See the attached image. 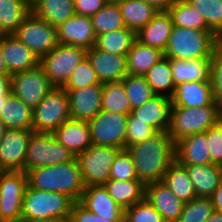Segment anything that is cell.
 <instances>
[{
  "label": "cell",
  "mask_w": 222,
  "mask_h": 222,
  "mask_svg": "<svg viewBox=\"0 0 222 222\" xmlns=\"http://www.w3.org/2000/svg\"><path fill=\"white\" fill-rule=\"evenodd\" d=\"M126 149L131 154L138 180L144 184L162 181L175 162V143L167 131H159Z\"/></svg>",
  "instance_id": "1"
},
{
  "label": "cell",
  "mask_w": 222,
  "mask_h": 222,
  "mask_svg": "<svg viewBox=\"0 0 222 222\" xmlns=\"http://www.w3.org/2000/svg\"><path fill=\"white\" fill-rule=\"evenodd\" d=\"M26 174L30 187L65 194L74 202L79 201L85 189L76 157L67 163L37 167Z\"/></svg>",
  "instance_id": "2"
},
{
  "label": "cell",
  "mask_w": 222,
  "mask_h": 222,
  "mask_svg": "<svg viewBox=\"0 0 222 222\" xmlns=\"http://www.w3.org/2000/svg\"><path fill=\"white\" fill-rule=\"evenodd\" d=\"M74 201L67 195L27 186L22 219L28 222H68Z\"/></svg>",
  "instance_id": "3"
},
{
  "label": "cell",
  "mask_w": 222,
  "mask_h": 222,
  "mask_svg": "<svg viewBox=\"0 0 222 222\" xmlns=\"http://www.w3.org/2000/svg\"><path fill=\"white\" fill-rule=\"evenodd\" d=\"M221 39L213 31H200L173 26L164 56L170 59L190 61L211 59Z\"/></svg>",
  "instance_id": "4"
},
{
  "label": "cell",
  "mask_w": 222,
  "mask_h": 222,
  "mask_svg": "<svg viewBox=\"0 0 222 222\" xmlns=\"http://www.w3.org/2000/svg\"><path fill=\"white\" fill-rule=\"evenodd\" d=\"M222 120V110L218 105L199 107L171 106L168 134L172 141L189 135L206 132Z\"/></svg>",
  "instance_id": "5"
},
{
  "label": "cell",
  "mask_w": 222,
  "mask_h": 222,
  "mask_svg": "<svg viewBox=\"0 0 222 222\" xmlns=\"http://www.w3.org/2000/svg\"><path fill=\"white\" fill-rule=\"evenodd\" d=\"M76 156L60 144L52 133L32 132L24 162V172L37 167L59 165Z\"/></svg>",
  "instance_id": "6"
},
{
  "label": "cell",
  "mask_w": 222,
  "mask_h": 222,
  "mask_svg": "<svg viewBox=\"0 0 222 222\" xmlns=\"http://www.w3.org/2000/svg\"><path fill=\"white\" fill-rule=\"evenodd\" d=\"M85 57L86 49L58 43L53 50L40 58L39 65L53 87L62 88L69 80L76 66Z\"/></svg>",
  "instance_id": "7"
},
{
  "label": "cell",
  "mask_w": 222,
  "mask_h": 222,
  "mask_svg": "<svg viewBox=\"0 0 222 222\" xmlns=\"http://www.w3.org/2000/svg\"><path fill=\"white\" fill-rule=\"evenodd\" d=\"M70 118L67 91L54 87L33 110L32 129L34 132L53 133Z\"/></svg>",
  "instance_id": "8"
},
{
  "label": "cell",
  "mask_w": 222,
  "mask_h": 222,
  "mask_svg": "<svg viewBox=\"0 0 222 222\" xmlns=\"http://www.w3.org/2000/svg\"><path fill=\"white\" fill-rule=\"evenodd\" d=\"M121 150L114 146L92 144L76 156L85 187L104 185L109 180L111 165Z\"/></svg>",
  "instance_id": "9"
},
{
  "label": "cell",
  "mask_w": 222,
  "mask_h": 222,
  "mask_svg": "<svg viewBox=\"0 0 222 222\" xmlns=\"http://www.w3.org/2000/svg\"><path fill=\"white\" fill-rule=\"evenodd\" d=\"M13 35L39 59L58 45L56 27L37 17L32 11Z\"/></svg>",
  "instance_id": "10"
},
{
  "label": "cell",
  "mask_w": 222,
  "mask_h": 222,
  "mask_svg": "<svg viewBox=\"0 0 222 222\" xmlns=\"http://www.w3.org/2000/svg\"><path fill=\"white\" fill-rule=\"evenodd\" d=\"M28 186L24 171H0V219L2 221L22 218L25 190Z\"/></svg>",
  "instance_id": "11"
},
{
  "label": "cell",
  "mask_w": 222,
  "mask_h": 222,
  "mask_svg": "<svg viewBox=\"0 0 222 222\" xmlns=\"http://www.w3.org/2000/svg\"><path fill=\"white\" fill-rule=\"evenodd\" d=\"M128 115L101 110L88 123L91 143L125 149Z\"/></svg>",
  "instance_id": "12"
},
{
  "label": "cell",
  "mask_w": 222,
  "mask_h": 222,
  "mask_svg": "<svg viewBox=\"0 0 222 222\" xmlns=\"http://www.w3.org/2000/svg\"><path fill=\"white\" fill-rule=\"evenodd\" d=\"M12 94L34 110L53 85L40 65L11 75Z\"/></svg>",
  "instance_id": "13"
},
{
  "label": "cell",
  "mask_w": 222,
  "mask_h": 222,
  "mask_svg": "<svg viewBox=\"0 0 222 222\" xmlns=\"http://www.w3.org/2000/svg\"><path fill=\"white\" fill-rule=\"evenodd\" d=\"M33 129H7L0 140V171H24Z\"/></svg>",
  "instance_id": "14"
},
{
  "label": "cell",
  "mask_w": 222,
  "mask_h": 222,
  "mask_svg": "<svg viewBox=\"0 0 222 222\" xmlns=\"http://www.w3.org/2000/svg\"><path fill=\"white\" fill-rule=\"evenodd\" d=\"M64 90L69 96L71 119L89 122L102 110V85Z\"/></svg>",
  "instance_id": "15"
},
{
  "label": "cell",
  "mask_w": 222,
  "mask_h": 222,
  "mask_svg": "<svg viewBox=\"0 0 222 222\" xmlns=\"http://www.w3.org/2000/svg\"><path fill=\"white\" fill-rule=\"evenodd\" d=\"M57 40L61 44L90 49L95 46L96 34L91 17L75 14L56 27Z\"/></svg>",
  "instance_id": "16"
},
{
  "label": "cell",
  "mask_w": 222,
  "mask_h": 222,
  "mask_svg": "<svg viewBox=\"0 0 222 222\" xmlns=\"http://www.w3.org/2000/svg\"><path fill=\"white\" fill-rule=\"evenodd\" d=\"M86 57L97 74L100 84L122 81L128 74L124 55L106 53L93 46L86 50Z\"/></svg>",
  "instance_id": "17"
},
{
  "label": "cell",
  "mask_w": 222,
  "mask_h": 222,
  "mask_svg": "<svg viewBox=\"0 0 222 222\" xmlns=\"http://www.w3.org/2000/svg\"><path fill=\"white\" fill-rule=\"evenodd\" d=\"M0 48L10 75L39 65L40 59L13 34L0 35Z\"/></svg>",
  "instance_id": "18"
},
{
  "label": "cell",
  "mask_w": 222,
  "mask_h": 222,
  "mask_svg": "<svg viewBox=\"0 0 222 222\" xmlns=\"http://www.w3.org/2000/svg\"><path fill=\"white\" fill-rule=\"evenodd\" d=\"M144 198L162 215L165 222H176L182 213L184 203L163 181L145 184Z\"/></svg>",
  "instance_id": "19"
},
{
  "label": "cell",
  "mask_w": 222,
  "mask_h": 222,
  "mask_svg": "<svg viewBox=\"0 0 222 222\" xmlns=\"http://www.w3.org/2000/svg\"><path fill=\"white\" fill-rule=\"evenodd\" d=\"M55 139L75 156L88 150L91 143V130L87 121L66 120L53 133Z\"/></svg>",
  "instance_id": "20"
},
{
  "label": "cell",
  "mask_w": 222,
  "mask_h": 222,
  "mask_svg": "<svg viewBox=\"0 0 222 222\" xmlns=\"http://www.w3.org/2000/svg\"><path fill=\"white\" fill-rule=\"evenodd\" d=\"M78 202L100 217L124 218V209L113 200L104 185L85 187Z\"/></svg>",
  "instance_id": "21"
},
{
  "label": "cell",
  "mask_w": 222,
  "mask_h": 222,
  "mask_svg": "<svg viewBox=\"0 0 222 222\" xmlns=\"http://www.w3.org/2000/svg\"><path fill=\"white\" fill-rule=\"evenodd\" d=\"M171 98L154 95L143 105L132 109V114L157 132L167 131L170 123Z\"/></svg>",
  "instance_id": "22"
},
{
  "label": "cell",
  "mask_w": 222,
  "mask_h": 222,
  "mask_svg": "<svg viewBox=\"0 0 222 222\" xmlns=\"http://www.w3.org/2000/svg\"><path fill=\"white\" fill-rule=\"evenodd\" d=\"M175 161L180 165L211 164L206 132L189 135L177 141Z\"/></svg>",
  "instance_id": "23"
},
{
  "label": "cell",
  "mask_w": 222,
  "mask_h": 222,
  "mask_svg": "<svg viewBox=\"0 0 222 222\" xmlns=\"http://www.w3.org/2000/svg\"><path fill=\"white\" fill-rule=\"evenodd\" d=\"M172 106L199 107L218 105L212 96L210 82H184L176 85L171 97Z\"/></svg>",
  "instance_id": "24"
},
{
  "label": "cell",
  "mask_w": 222,
  "mask_h": 222,
  "mask_svg": "<svg viewBox=\"0 0 222 222\" xmlns=\"http://www.w3.org/2000/svg\"><path fill=\"white\" fill-rule=\"evenodd\" d=\"M173 26L168 12H158L145 27L136 33V39L164 52Z\"/></svg>",
  "instance_id": "25"
},
{
  "label": "cell",
  "mask_w": 222,
  "mask_h": 222,
  "mask_svg": "<svg viewBox=\"0 0 222 222\" xmlns=\"http://www.w3.org/2000/svg\"><path fill=\"white\" fill-rule=\"evenodd\" d=\"M193 184L197 197H211L222 181V167L214 164L182 165Z\"/></svg>",
  "instance_id": "26"
},
{
  "label": "cell",
  "mask_w": 222,
  "mask_h": 222,
  "mask_svg": "<svg viewBox=\"0 0 222 222\" xmlns=\"http://www.w3.org/2000/svg\"><path fill=\"white\" fill-rule=\"evenodd\" d=\"M163 57L161 50L135 39L126 55L127 72L130 75L144 76Z\"/></svg>",
  "instance_id": "27"
},
{
  "label": "cell",
  "mask_w": 222,
  "mask_h": 222,
  "mask_svg": "<svg viewBox=\"0 0 222 222\" xmlns=\"http://www.w3.org/2000/svg\"><path fill=\"white\" fill-rule=\"evenodd\" d=\"M211 59H193L190 61L170 59L175 86L184 82H210Z\"/></svg>",
  "instance_id": "28"
},
{
  "label": "cell",
  "mask_w": 222,
  "mask_h": 222,
  "mask_svg": "<svg viewBox=\"0 0 222 222\" xmlns=\"http://www.w3.org/2000/svg\"><path fill=\"white\" fill-rule=\"evenodd\" d=\"M104 187L113 200L123 209L131 207L144 199L145 184L141 180L109 179Z\"/></svg>",
  "instance_id": "29"
},
{
  "label": "cell",
  "mask_w": 222,
  "mask_h": 222,
  "mask_svg": "<svg viewBox=\"0 0 222 222\" xmlns=\"http://www.w3.org/2000/svg\"><path fill=\"white\" fill-rule=\"evenodd\" d=\"M118 6L122 14L125 27L137 33L145 27L158 11L142 0H120Z\"/></svg>",
  "instance_id": "30"
},
{
  "label": "cell",
  "mask_w": 222,
  "mask_h": 222,
  "mask_svg": "<svg viewBox=\"0 0 222 222\" xmlns=\"http://www.w3.org/2000/svg\"><path fill=\"white\" fill-rule=\"evenodd\" d=\"M0 119L7 129H32L33 110L11 94L0 111Z\"/></svg>",
  "instance_id": "31"
},
{
  "label": "cell",
  "mask_w": 222,
  "mask_h": 222,
  "mask_svg": "<svg viewBox=\"0 0 222 222\" xmlns=\"http://www.w3.org/2000/svg\"><path fill=\"white\" fill-rule=\"evenodd\" d=\"M31 11L50 25L58 27L75 15L74 0H41Z\"/></svg>",
  "instance_id": "32"
},
{
  "label": "cell",
  "mask_w": 222,
  "mask_h": 222,
  "mask_svg": "<svg viewBox=\"0 0 222 222\" xmlns=\"http://www.w3.org/2000/svg\"><path fill=\"white\" fill-rule=\"evenodd\" d=\"M162 181L183 203L197 197L186 169L176 161L168 168Z\"/></svg>",
  "instance_id": "33"
},
{
  "label": "cell",
  "mask_w": 222,
  "mask_h": 222,
  "mask_svg": "<svg viewBox=\"0 0 222 222\" xmlns=\"http://www.w3.org/2000/svg\"><path fill=\"white\" fill-rule=\"evenodd\" d=\"M30 12L25 0H0V35L14 34Z\"/></svg>",
  "instance_id": "34"
},
{
  "label": "cell",
  "mask_w": 222,
  "mask_h": 222,
  "mask_svg": "<svg viewBox=\"0 0 222 222\" xmlns=\"http://www.w3.org/2000/svg\"><path fill=\"white\" fill-rule=\"evenodd\" d=\"M144 78L154 94L172 97L176 86L171 71L170 58L164 56L144 75Z\"/></svg>",
  "instance_id": "35"
},
{
  "label": "cell",
  "mask_w": 222,
  "mask_h": 222,
  "mask_svg": "<svg viewBox=\"0 0 222 222\" xmlns=\"http://www.w3.org/2000/svg\"><path fill=\"white\" fill-rule=\"evenodd\" d=\"M135 39L133 30L122 28L97 36L95 47L106 53L126 56Z\"/></svg>",
  "instance_id": "36"
},
{
  "label": "cell",
  "mask_w": 222,
  "mask_h": 222,
  "mask_svg": "<svg viewBox=\"0 0 222 222\" xmlns=\"http://www.w3.org/2000/svg\"><path fill=\"white\" fill-rule=\"evenodd\" d=\"M172 23L176 27L196 29L200 31H212L206 24L202 15L186 0H176L169 8Z\"/></svg>",
  "instance_id": "37"
},
{
  "label": "cell",
  "mask_w": 222,
  "mask_h": 222,
  "mask_svg": "<svg viewBox=\"0 0 222 222\" xmlns=\"http://www.w3.org/2000/svg\"><path fill=\"white\" fill-rule=\"evenodd\" d=\"M102 110L129 115L132 113L122 81L102 84Z\"/></svg>",
  "instance_id": "38"
},
{
  "label": "cell",
  "mask_w": 222,
  "mask_h": 222,
  "mask_svg": "<svg viewBox=\"0 0 222 222\" xmlns=\"http://www.w3.org/2000/svg\"><path fill=\"white\" fill-rule=\"evenodd\" d=\"M91 21L96 37L107 32L126 28L118 2L108 1L96 14L91 16Z\"/></svg>",
  "instance_id": "39"
},
{
  "label": "cell",
  "mask_w": 222,
  "mask_h": 222,
  "mask_svg": "<svg viewBox=\"0 0 222 222\" xmlns=\"http://www.w3.org/2000/svg\"><path fill=\"white\" fill-rule=\"evenodd\" d=\"M203 17L207 26L222 37V0H186Z\"/></svg>",
  "instance_id": "40"
},
{
  "label": "cell",
  "mask_w": 222,
  "mask_h": 222,
  "mask_svg": "<svg viewBox=\"0 0 222 222\" xmlns=\"http://www.w3.org/2000/svg\"><path fill=\"white\" fill-rule=\"evenodd\" d=\"M122 82L132 109L143 105L155 95L144 76L127 74Z\"/></svg>",
  "instance_id": "41"
},
{
  "label": "cell",
  "mask_w": 222,
  "mask_h": 222,
  "mask_svg": "<svg viewBox=\"0 0 222 222\" xmlns=\"http://www.w3.org/2000/svg\"><path fill=\"white\" fill-rule=\"evenodd\" d=\"M214 212L210 197H196L184 203L182 213L176 222H205Z\"/></svg>",
  "instance_id": "42"
},
{
  "label": "cell",
  "mask_w": 222,
  "mask_h": 222,
  "mask_svg": "<svg viewBox=\"0 0 222 222\" xmlns=\"http://www.w3.org/2000/svg\"><path fill=\"white\" fill-rule=\"evenodd\" d=\"M90 85H102L97 77V74L91 67L87 57H85L74 69L63 89H78Z\"/></svg>",
  "instance_id": "43"
},
{
  "label": "cell",
  "mask_w": 222,
  "mask_h": 222,
  "mask_svg": "<svg viewBox=\"0 0 222 222\" xmlns=\"http://www.w3.org/2000/svg\"><path fill=\"white\" fill-rule=\"evenodd\" d=\"M212 96L222 110V40L214 48L210 61V75Z\"/></svg>",
  "instance_id": "44"
},
{
  "label": "cell",
  "mask_w": 222,
  "mask_h": 222,
  "mask_svg": "<svg viewBox=\"0 0 222 222\" xmlns=\"http://www.w3.org/2000/svg\"><path fill=\"white\" fill-rule=\"evenodd\" d=\"M124 222H165L162 215L144 198L124 209Z\"/></svg>",
  "instance_id": "45"
},
{
  "label": "cell",
  "mask_w": 222,
  "mask_h": 222,
  "mask_svg": "<svg viewBox=\"0 0 222 222\" xmlns=\"http://www.w3.org/2000/svg\"><path fill=\"white\" fill-rule=\"evenodd\" d=\"M109 179L116 180H138L136 169L131 154L127 149H122L111 165Z\"/></svg>",
  "instance_id": "46"
},
{
  "label": "cell",
  "mask_w": 222,
  "mask_h": 222,
  "mask_svg": "<svg viewBox=\"0 0 222 222\" xmlns=\"http://www.w3.org/2000/svg\"><path fill=\"white\" fill-rule=\"evenodd\" d=\"M157 131L145 124L141 120H138L132 113L128 115L127 126H126V141L125 149L134 144L143 142L144 140L155 135Z\"/></svg>",
  "instance_id": "47"
},
{
  "label": "cell",
  "mask_w": 222,
  "mask_h": 222,
  "mask_svg": "<svg viewBox=\"0 0 222 222\" xmlns=\"http://www.w3.org/2000/svg\"><path fill=\"white\" fill-rule=\"evenodd\" d=\"M206 134L211 164L222 167V120L210 127Z\"/></svg>",
  "instance_id": "48"
},
{
  "label": "cell",
  "mask_w": 222,
  "mask_h": 222,
  "mask_svg": "<svg viewBox=\"0 0 222 222\" xmlns=\"http://www.w3.org/2000/svg\"><path fill=\"white\" fill-rule=\"evenodd\" d=\"M68 222H124V218L100 217L76 201L72 205Z\"/></svg>",
  "instance_id": "49"
},
{
  "label": "cell",
  "mask_w": 222,
  "mask_h": 222,
  "mask_svg": "<svg viewBox=\"0 0 222 222\" xmlns=\"http://www.w3.org/2000/svg\"><path fill=\"white\" fill-rule=\"evenodd\" d=\"M109 0H74L75 14L92 16L96 14Z\"/></svg>",
  "instance_id": "50"
},
{
  "label": "cell",
  "mask_w": 222,
  "mask_h": 222,
  "mask_svg": "<svg viewBox=\"0 0 222 222\" xmlns=\"http://www.w3.org/2000/svg\"><path fill=\"white\" fill-rule=\"evenodd\" d=\"M12 94L11 75L0 74V111L6 99Z\"/></svg>",
  "instance_id": "51"
},
{
  "label": "cell",
  "mask_w": 222,
  "mask_h": 222,
  "mask_svg": "<svg viewBox=\"0 0 222 222\" xmlns=\"http://www.w3.org/2000/svg\"><path fill=\"white\" fill-rule=\"evenodd\" d=\"M152 5L158 12H168L176 0H142Z\"/></svg>",
  "instance_id": "52"
},
{
  "label": "cell",
  "mask_w": 222,
  "mask_h": 222,
  "mask_svg": "<svg viewBox=\"0 0 222 222\" xmlns=\"http://www.w3.org/2000/svg\"><path fill=\"white\" fill-rule=\"evenodd\" d=\"M214 206V211L222 213V181L215 189L213 195L210 197Z\"/></svg>",
  "instance_id": "53"
},
{
  "label": "cell",
  "mask_w": 222,
  "mask_h": 222,
  "mask_svg": "<svg viewBox=\"0 0 222 222\" xmlns=\"http://www.w3.org/2000/svg\"><path fill=\"white\" fill-rule=\"evenodd\" d=\"M0 74L1 75H10L9 71L7 69V66L5 64V60L3 59V56L1 54V48H0Z\"/></svg>",
  "instance_id": "54"
},
{
  "label": "cell",
  "mask_w": 222,
  "mask_h": 222,
  "mask_svg": "<svg viewBox=\"0 0 222 222\" xmlns=\"http://www.w3.org/2000/svg\"><path fill=\"white\" fill-rule=\"evenodd\" d=\"M205 222H222V213L214 211Z\"/></svg>",
  "instance_id": "55"
},
{
  "label": "cell",
  "mask_w": 222,
  "mask_h": 222,
  "mask_svg": "<svg viewBox=\"0 0 222 222\" xmlns=\"http://www.w3.org/2000/svg\"><path fill=\"white\" fill-rule=\"evenodd\" d=\"M6 130H7V127L5 126V124L0 119V140L3 138Z\"/></svg>",
  "instance_id": "56"
},
{
  "label": "cell",
  "mask_w": 222,
  "mask_h": 222,
  "mask_svg": "<svg viewBox=\"0 0 222 222\" xmlns=\"http://www.w3.org/2000/svg\"><path fill=\"white\" fill-rule=\"evenodd\" d=\"M41 0H25L26 4L30 9H32Z\"/></svg>",
  "instance_id": "57"
},
{
  "label": "cell",
  "mask_w": 222,
  "mask_h": 222,
  "mask_svg": "<svg viewBox=\"0 0 222 222\" xmlns=\"http://www.w3.org/2000/svg\"><path fill=\"white\" fill-rule=\"evenodd\" d=\"M2 222H28V221L21 218V219H17V220H9V221H2Z\"/></svg>",
  "instance_id": "58"
},
{
  "label": "cell",
  "mask_w": 222,
  "mask_h": 222,
  "mask_svg": "<svg viewBox=\"0 0 222 222\" xmlns=\"http://www.w3.org/2000/svg\"><path fill=\"white\" fill-rule=\"evenodd\" d=\"M109 1H112V2H118V1H120V0H109Z\"/></svg>",
  "instance_id": "59"
}]
</instances>
